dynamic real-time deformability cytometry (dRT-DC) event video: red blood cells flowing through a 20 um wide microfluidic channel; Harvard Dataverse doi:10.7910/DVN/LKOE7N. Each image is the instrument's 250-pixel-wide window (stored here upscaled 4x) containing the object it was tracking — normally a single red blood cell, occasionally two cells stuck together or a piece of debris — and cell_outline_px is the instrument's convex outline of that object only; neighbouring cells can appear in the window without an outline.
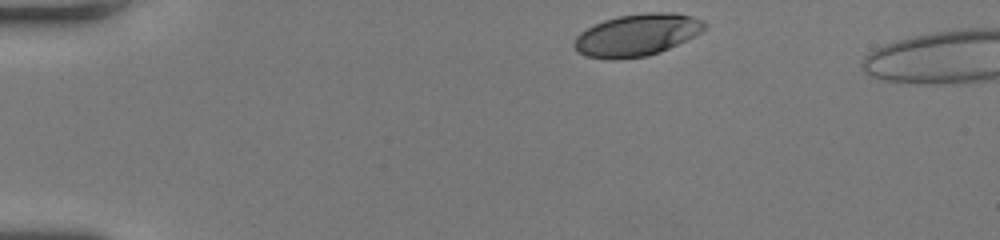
{"species": "human", "species_latin": "Homo sapiens", "temperature_condition": "room temperature", "stored_images_in_passage": 5, "camera_frame_rate_fps": 3000, "um_per_image_px": 0.085, "donor": {"sex": "female"}, "frame": {"image": 1, "passage_image": 1, "time_ms": 0.0, "image_size_px": [1000, 240], "cell_outline_px": [[708, 24], [700, 32], [660, 52], [648, 56], [616, 60], [608, 60], [584, 56], [576, 52], [572, 44], [576, 36], [580, 32], [604, 20], [620, 16], [648, 12], [676, 12], [692, 16], [704, 20]], "centroid_in_image_um": [54.1, 2.98], "position_along_channel_um": 30.9, "area_um2": 32.08}}